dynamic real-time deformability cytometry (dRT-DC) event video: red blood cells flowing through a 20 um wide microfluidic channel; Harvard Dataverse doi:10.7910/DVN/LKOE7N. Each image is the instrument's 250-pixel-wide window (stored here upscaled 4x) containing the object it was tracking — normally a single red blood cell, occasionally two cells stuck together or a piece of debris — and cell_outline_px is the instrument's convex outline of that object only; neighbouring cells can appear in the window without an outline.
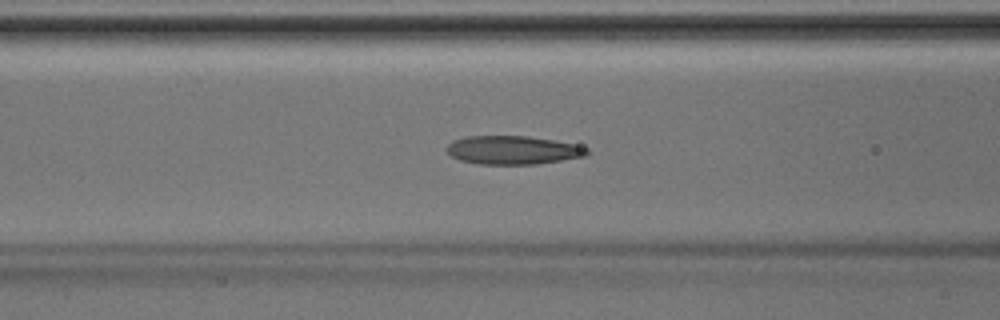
{"species": "Egyptian fruit bat (a non-hibernating species)", "species_latin": "Rousettus aegyptiacus", "temperature_condition": "room temperature", "stored_images_in_passage": 45, "camera_frame_rate_fps": 3000, "um_per_image_px": 0.085, "animal": {"sex": "male"}, "frame": {"image": 1, "passage_image": 18, "time_ms": 5.667, "image_size_px": [1000, 320], "cell_outline_px": [[588, 152], [584, 156], [536, 164], [480, 164], [460, 160], [452, 156], [448, 152], [448, 144], [452, 140], [464, 136], [528, 136], [552, 140], [572, 144], [588, 148]], "centroid_in_image_um": [43.55, 12.75], "position_along_channel_um": 123.1, "area_um2": 23.0}}
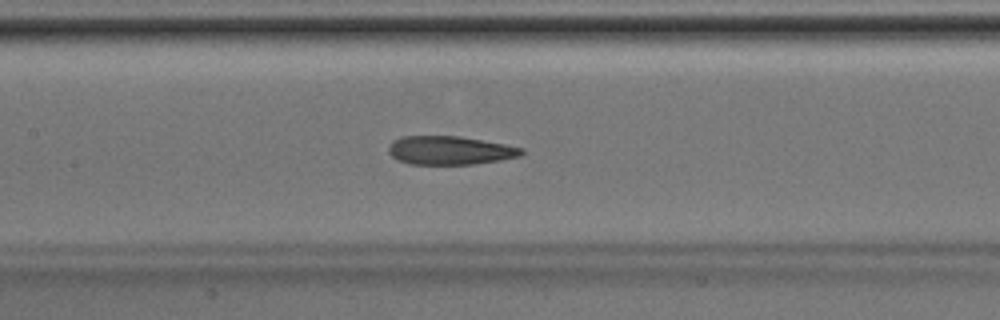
{"frame": {"image": 2, "passage_image": 21, "time_ms": 6.667, "image_size_px": [1000, 320], "cell_outline_px": [[524, 152], [520, 156], [500, 160], [472, 164], [408, 164], [396, 160], [388, 152], [388, 148], [392, 140], [400, 136], [460, 136], [504, 144], [524, 148]], "centroid_in_image_um": [38.2, 12.78], "position_along_channel_um": 169.2, "area_um2": 22.25}}
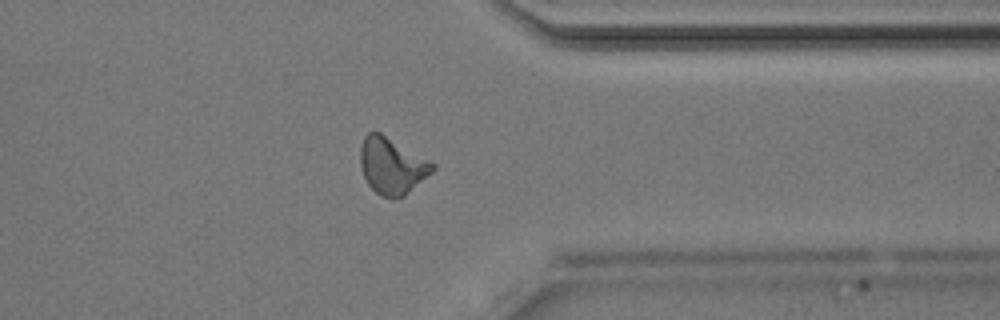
{"frame": {"image": 3, "passage_image": 35, "time_ms": 11.333, "image_size_px": [1000, 320], "cell_outline_px": [[436, 168], [432, 172], [404, 196], [392, 200], [380, 196], [368, 184], [364, 176], [360, 164], [360, 148], [364, 136], [368, 132], [380, 132], [436, 164]], "centroid_in_image_um": [33.31, 14.11], "position_along_channel_um": 378.1, "area_um2": 23.76}}